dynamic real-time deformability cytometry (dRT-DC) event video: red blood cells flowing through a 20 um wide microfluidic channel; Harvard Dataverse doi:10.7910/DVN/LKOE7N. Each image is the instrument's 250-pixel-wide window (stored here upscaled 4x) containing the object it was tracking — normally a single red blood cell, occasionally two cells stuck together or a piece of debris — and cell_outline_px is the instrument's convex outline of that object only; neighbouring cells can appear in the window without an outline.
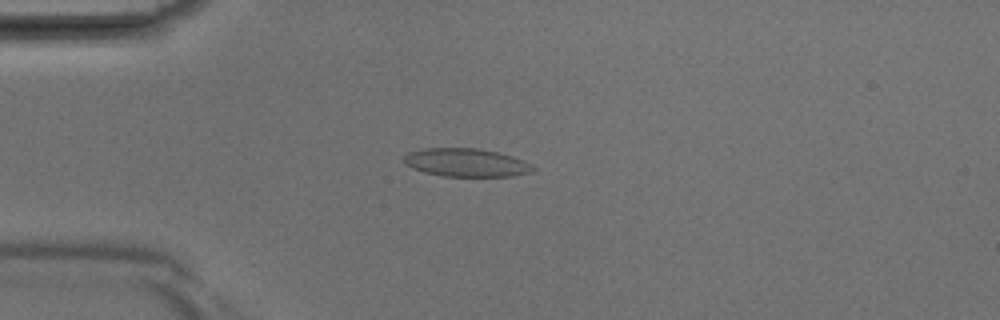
{"species": "Egyptian fruit bat (a non-hibernating species)", "species_latin": "Rousettus aegyptiacus", "temperature_condition": "room temperature", "stored_images_in_passage": 41, "camera_frame_rate_fps": 3000, "um_per_image_px": 0.085, "animal": {"sex": "male"}, "frame": {"image": 1, "passage_image": 11, "time_ms": 3.333, "image_size_px": [1000, 320], "cell_outline_px": [[536, 168], [532, 172], [512, 176], [444, 176], [424, 172], [412, 168], [404, 164], [404, 156], [408, 152], [424, 148], [476, 148], [496, 152], [512, 156], [524, 160], [532, 164]], "centroid_in_image_um": [39.63, 13.82], "position_along_channel_um": 45.4, "area_um2": 21.27}}
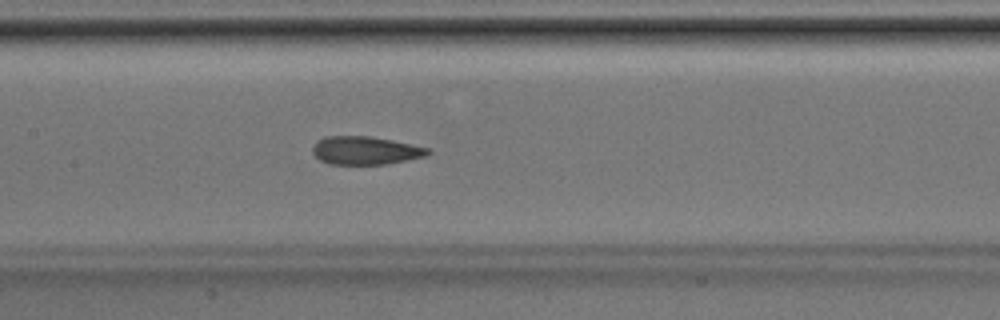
{"frame": {"image": 2, "passage_image": 20, "time_ms": 6.333, "image_size_px": [1000, 320], "cell_outline_px": [[432, 152], [424, 156], [408, 160], [384, 164], [328, 164], [320, 160], [312, 152], [312, 144], [316, 140], [324, 136], [368, 136], [392, 140], [428, 148]], "centroid_in_image_um": [31.0, 12.78], "position_along_channel_um": 176.4, "area_um2": 18.96}}
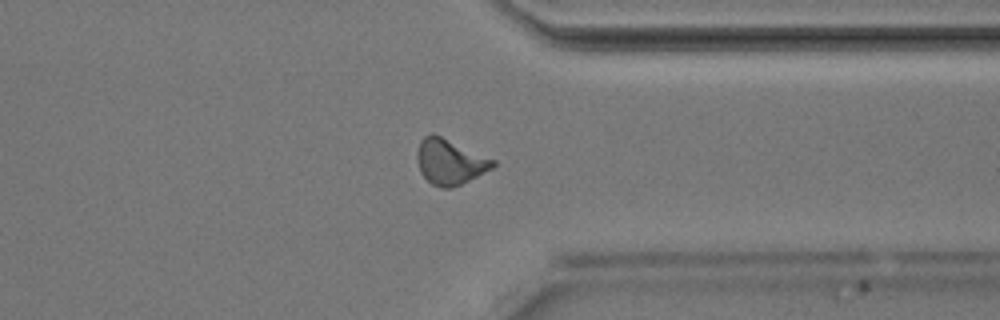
{"frame": {"image": 3, "passage_image": 32, "time_ms": 10.333, "image_size_px": [1000, 320], "cell_outline_px": [[496, 164], [492, 168], [452, 188], [440, 188], [432, 184], [420, 172], [416, 160], [416, 152], [420, 140], [424, 136], [432, 132], [496, 160]], "centroid_in_image_um": [38.2, 13.73], "position_along_channel_um": 373.2, "area_um2": 20.06}}